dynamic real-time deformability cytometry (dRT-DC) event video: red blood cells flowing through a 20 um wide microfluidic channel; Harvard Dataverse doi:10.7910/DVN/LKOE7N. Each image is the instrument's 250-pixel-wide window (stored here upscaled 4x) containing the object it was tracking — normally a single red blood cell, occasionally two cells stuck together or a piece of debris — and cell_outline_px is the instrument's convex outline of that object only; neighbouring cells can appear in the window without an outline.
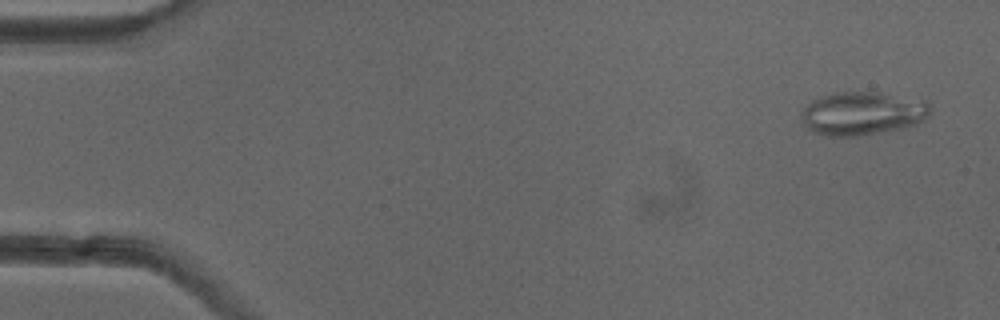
{"species": "common noctule bat (a hibernating species)", "species_latin": "Nyctalus noctula", "temperature_condition": "cold", "stored_images_in_passage": 52, "camera_frame_rate_fps": 3000, "um_per_image_px": 0.085, "animal": {"sex": "female"}, "frame": {"image": 1, "passage_image": 3, "time_ms": 0.667, "image_size_px": [1000, 320], "cell_outline_px": [[932, 112], [924, 120], [916, 124], [904, 128], [856, 136], [824, 136], [812, 132], [804, 124], [800, 112], [812, 100], [836, 92], [880, 92], [924, 100], [932, 108]], "centroid_in_image_um": [73.33, 9.64], "position_along_channel_um": 11.7, "area_um2": 32.71}}
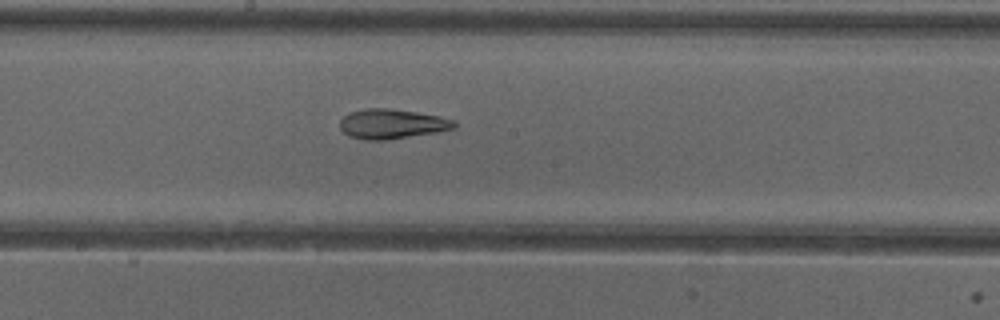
{"frame": {"image": 2, "passage_image": 28, "time_ms": 9.0, "image_size_px": [1000, 320], "cell_outline_px": [[456, 128], [436, 132], [388, 140], [364, 140], [348, 136], [340, 128], [340, 120], [344, 116], [352, 112], [364, 108], [388, 108], [416, 112], [440, 116], [456, 120]], "centroid_in_image_um": [33.32, 10.54], "position_along_channel_um": 214.9, "area_um2": 19.88}}
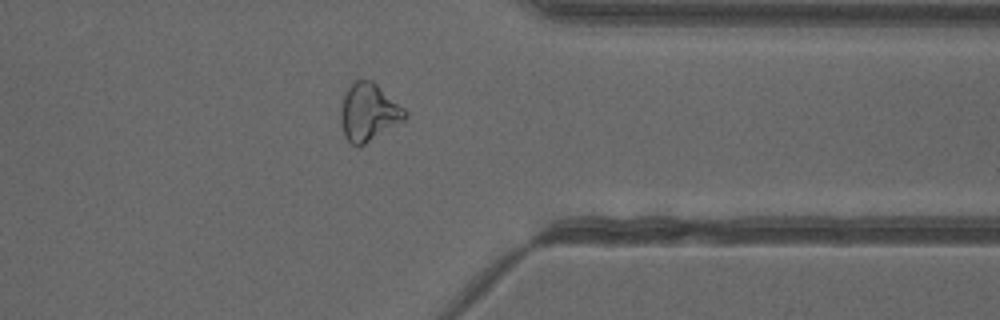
{"frame": {"image": 3, "passage_image": 41, "time_ms": 13.333, "image_size_px": [1000, 320], "cell_outline_px": [[408, 116], [404, 120], [364, 144], [352, 144], [344, 136], [340, 120], [340, 108], [344, 96], [348, 88], [356, 80], [372, 80], [404, 108], [408, 112]], "centroid_in_image_um": [31.33, 9.53], "position_along_channel_um": 380.1, "area_um2": 21.21}, "authors_computed_cell_mechanics": {"area_um2": 23.2645, "velocity_mm_per_s": 3.9856, "shape_relaxation_time_tau1_ms": null, "shape_relaxation_time_tau2_ms": 5.038, "deformation_change_tau1": null, "deformation_change_tau2": 0.1225}}